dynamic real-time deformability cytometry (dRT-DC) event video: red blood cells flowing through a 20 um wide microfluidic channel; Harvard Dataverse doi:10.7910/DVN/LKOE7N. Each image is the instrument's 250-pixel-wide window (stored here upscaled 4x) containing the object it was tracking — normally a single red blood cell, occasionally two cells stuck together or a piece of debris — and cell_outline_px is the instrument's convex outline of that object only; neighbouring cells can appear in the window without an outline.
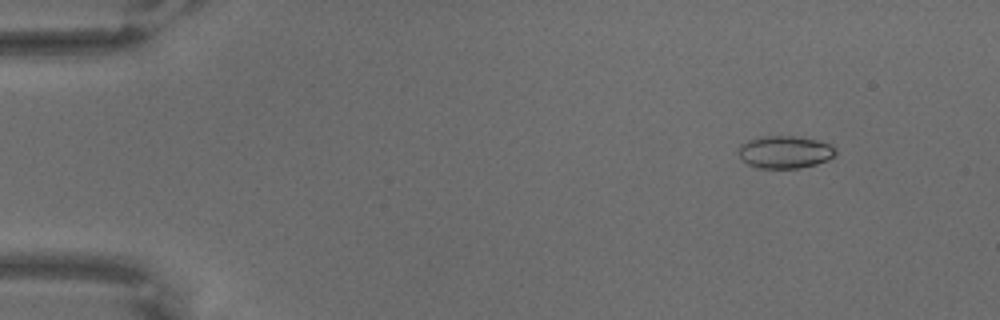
{"species": "common noctule bat (a hibernating species)", "species_latin": "Nyctalus noctula", "temperature_condition": "warm", "stored_images_in_passage": 15, "camera_frame_rate_fps": 3000, "um_per_image_px": 0.085, "animal": {"sex": "male", "body_mass_g": 18.8}, "frame": {"image": 1, "passage_image": 8, "time_ms": 2.333, "image_size_px": [1000, 320], "cell_outline_px": [[836, 156], [828, 160], [816, 164], [800, 168], [760, 168], [748, 164], [736, 152], [736, 148], [740, 144], [748, 140], [760, 136], [792, 136], [816, 140], [828, 144], [836, 148]], "centroid_in_image_um": [66.69, 12.92], "position_along_channel_um": 18.3, "area_um2": 18.5}}